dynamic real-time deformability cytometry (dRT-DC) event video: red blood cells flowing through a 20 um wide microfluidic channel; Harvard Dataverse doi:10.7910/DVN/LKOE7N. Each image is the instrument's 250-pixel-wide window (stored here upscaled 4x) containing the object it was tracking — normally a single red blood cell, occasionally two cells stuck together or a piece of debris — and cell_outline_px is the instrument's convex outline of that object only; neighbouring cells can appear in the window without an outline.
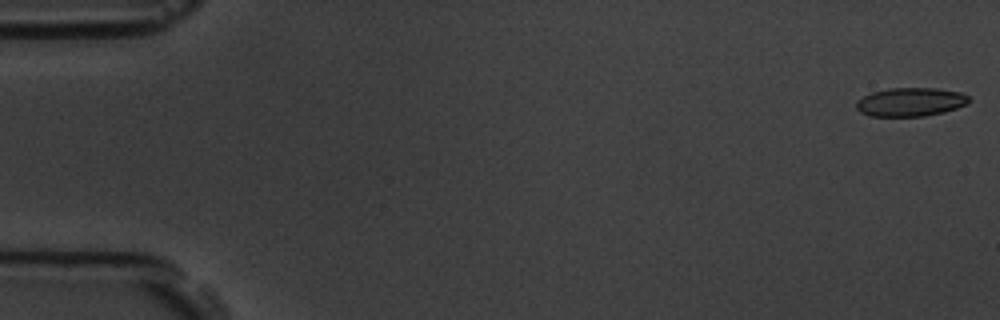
{"species": "common noctule bat (a hibernating species)", "species_latin": "Nyctalus noctula", "temperature_condition": "room temperature", "stored_images_in_passage": 16, "camera_frame_rate_fps": 3000, "um_per_image_px": 0.085, "animal": {"sex": "male", "body_mass_g": 19.5, "forearm_length_mm": 54.6}, "frame": {"image": 1, "passage_image": 1, "time_ms": 0.0, "image_size_px": [1000, 320], "cell_outline_px": [[972, 100], [968, 104], [944, 112], [924, 116], [868, 116], [860, 112], [856, 108], [856, 100], [872, 92], [888, 88], [936, 88], [960, 92], [968, 96]], "centroid_in_image_um": [77.4, 8.67], "position_along_channel_um": 7.6, "area_um2": 18.96}}
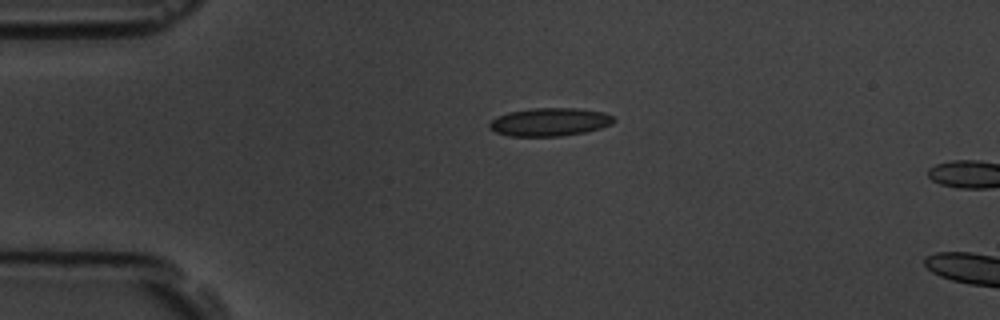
{"frame": {"image": 2, "passage_image": 13, "time_ms": 4.0, "image_size_px": [1000, 320], "cell_outline_px": [[616, 120], [612, 124], [600, 128], [584, 132], [560, 136], [508, 136], [496, 132], [488, 128], [488, 124], [496, 116], [508, 112], [532, 108], [576, 108], [604, 112], [612, 116]], "centroid_in_image_um": [46.7, 10.36], "position_along_channel_um": 38.3, "area_um2": 20.46}}